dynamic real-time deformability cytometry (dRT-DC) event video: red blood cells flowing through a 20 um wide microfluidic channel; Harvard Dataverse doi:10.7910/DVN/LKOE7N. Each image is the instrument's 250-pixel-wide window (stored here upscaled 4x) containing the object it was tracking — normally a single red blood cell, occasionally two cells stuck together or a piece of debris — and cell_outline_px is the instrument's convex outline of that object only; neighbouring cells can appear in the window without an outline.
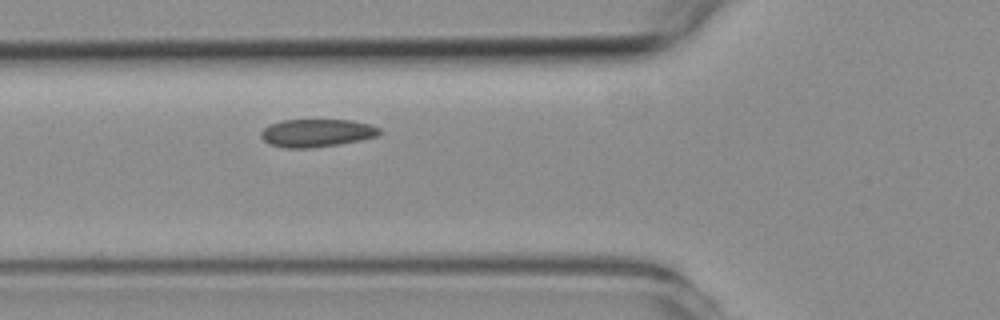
{"species": "common noctule bat (a hibernating species)", "species_latin": "Nyctalus noctula", "temperature_condition": "room temperature", "stored_images_in_passage": 4, "segment_of_instrument_passage": [1, 2], "camera_frame_rate_fps": 3000, "um_per_image_px": 0.085, "animal": {"sex": "female", "body_mass_g": 19.3, "forearm_length_mm": 54.1}, "frame": {"image": 1, "passage_image": 3, "time_ms": 2.333, "image_size_px": [1000, 320], "cell_outline_px": [[380, 136], [340, 144], [312, 148], [284, 148], [272, 144], [264, 140], [260, 136], [260, 132], [264, 128], [272, 124], [284, 120], [352, 120], [368, 124], [380, 128]], "centroid_in_image_um": [26.94, 11.31], "position_along_channel_um": 98.9, "area_um2": 19.19}}